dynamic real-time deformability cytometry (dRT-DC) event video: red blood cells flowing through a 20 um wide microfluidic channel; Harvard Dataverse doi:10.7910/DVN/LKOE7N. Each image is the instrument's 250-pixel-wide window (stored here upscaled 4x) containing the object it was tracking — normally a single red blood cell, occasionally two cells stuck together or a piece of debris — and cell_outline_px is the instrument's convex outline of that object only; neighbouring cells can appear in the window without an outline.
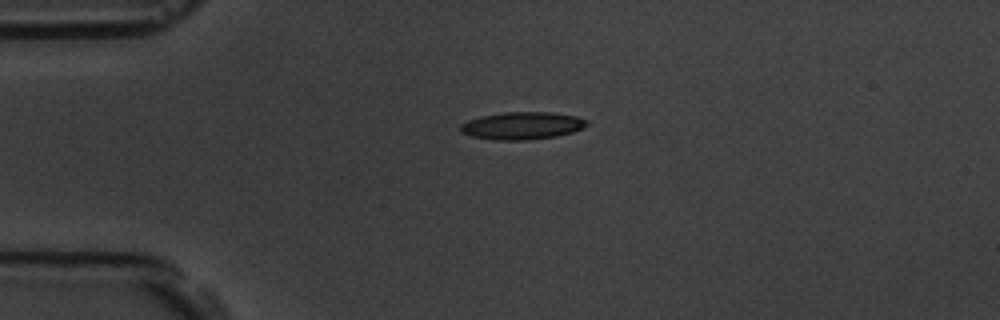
{"species": "common noctule bat (a hibernating species)", "species_latin": "Nyctalus noctula", "temperature_condition": "room temperature", "stored_images_in_passage": 2, "camera_frame_rate_fps": 3000, "um_per_image_px": 0.085, "animal": {"sex": "male", "body_mass_g": 19.5, "forearm_length_mm": 54.6}, "frame": {"image": 1, "passage_image": 1, "time_ms": 0.0, "image_size_px": [1000, 320], "cell_outline_px": [[588, 124], [584, 128], [572, 132], [556, 136], [528, 140], [496, 140], [472, 136], [460, 132], [460, 124], [468, 120], [480, 116], [504, 112], [552, 112], [576, 116], [588, 120]], "centroid_in_image_um": [44.39, 10.68], "position_along_channel_um": 40.6, "area_um2": 20.35}}